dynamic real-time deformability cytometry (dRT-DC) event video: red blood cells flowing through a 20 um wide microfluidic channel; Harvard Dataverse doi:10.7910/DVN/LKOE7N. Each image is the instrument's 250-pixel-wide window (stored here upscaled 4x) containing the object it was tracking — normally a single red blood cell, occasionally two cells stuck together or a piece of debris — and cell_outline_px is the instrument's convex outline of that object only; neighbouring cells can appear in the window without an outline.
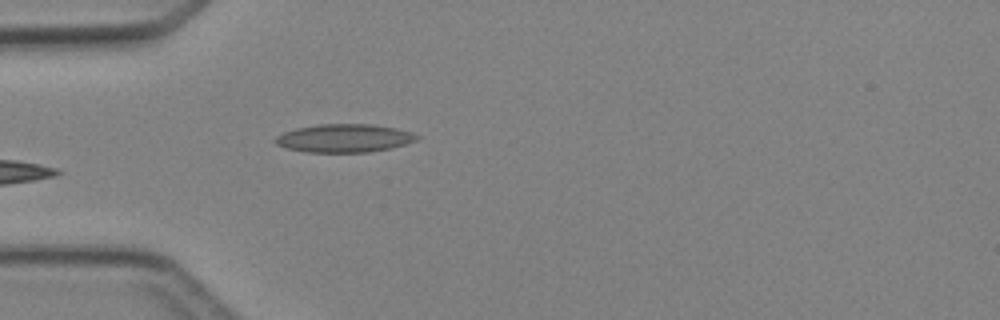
{"species": "Egyptian fruit bat (a non-hibernating species)", "species_latin": "Rousettus aegyptiacus", "temperature_condition": "cold", "stored_images_in_passage": 3, "camera_frame_rate_fps": 3000, "um_per_image_px": 0.085, "animal": {"sex": "female"}, "frame": {"image": 1, "passage_image": 3, "time_ms": 2.667, "image_size_px": [1000, 320], "cell_outline_px": [[420, 136], [416, 140], [392, 148], [368, 152], [308, 152], [288, 148], [276, 144], [272, 140], [276, 136], [284, 132], [296, 128], [320, 124], [372, 124], [396, 128], [412, 132]], "centroid_in_image_um": [29.26, 11.74], "position_along_channel_um": 55.7, "area_um2": 23.24}}